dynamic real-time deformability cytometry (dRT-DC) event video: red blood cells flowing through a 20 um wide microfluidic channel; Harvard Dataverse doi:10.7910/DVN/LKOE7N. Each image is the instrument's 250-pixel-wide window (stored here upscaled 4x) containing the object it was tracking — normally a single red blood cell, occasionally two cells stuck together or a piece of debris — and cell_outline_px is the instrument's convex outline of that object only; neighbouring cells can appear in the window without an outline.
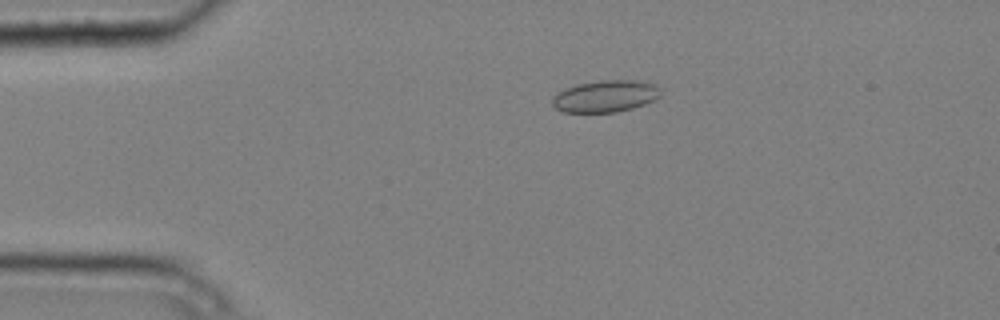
{"species": "common noctule bat (a hibernating species)", "species_latin": "Nyctalus noctula", "temperature_condition": "cold", "stored_images_in_passage": 5, "camera_frame_rate_fps": 3000, "um_per_image_px": 0.085, "animal": {"sex": "male", "body_mass_g": 20.4}, "frame": {"image": 1, "passage_image": 4, "time_ms": 1.0, "image_size_px": [1000, 320], "cell_outline_px": [[660, 96], [644, 104], [632, 108], [616, 112], [564, 112], [556, 108], [552, 104], [552, 96], [564, 88], [576, 84], [600, 80], [632, 80], [656, 84], [660, 92]], "centroid_in_image_um": [51.42, 8.17], "position_along_channel_um": 33.6, "area_um2": 20.06}}